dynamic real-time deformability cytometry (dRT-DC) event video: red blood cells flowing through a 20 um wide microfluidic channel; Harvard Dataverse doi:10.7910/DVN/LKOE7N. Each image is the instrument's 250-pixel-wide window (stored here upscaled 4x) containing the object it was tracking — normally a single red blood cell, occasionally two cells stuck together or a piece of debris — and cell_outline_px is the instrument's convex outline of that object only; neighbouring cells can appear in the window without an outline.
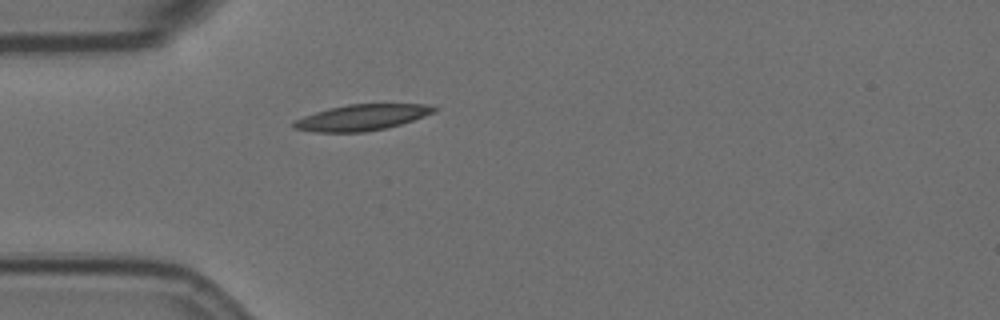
{"species": "Egyptian fruit bat (a non-hibernating species)", "species_latin": "Rousettus aegyptiacus", "temperature_condition": "room temperature", "stored_images_in_passage": 37, "camera_frame_rate_fps": 3000, "um_per_image_px": 0.085, "animal": {"sex": "female"}, "frame": {"image": 1, "passage_image": 1, "time_ms": 0.0, "image_size_px": [1000, 320], "cell_outline_px": [[440, 108], [436, 112], [400, 124], [384, 128], [364, 132], [312, 132], [292, 128], [292, 124], [296, 120], [304, 116], [328, 108], [348, 104], [424, 104]], "centroid_in_image_um": [30.75, 9.98], "position_along_channel_um": 54.3, "area_um2": 21.15}}
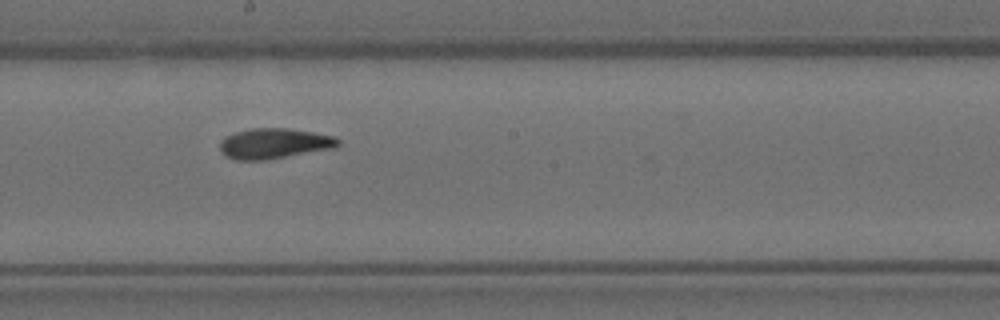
{"frame": {"image": 2, "passage_image": 16, "time_ms": 5.0, "image_size_px": [1000, 320], "cell_outline_px": [[340, 144], [336, 148], [268, 160], [236, 160], [228, 156], [220, 148], [220, 140], [224, 136], [236, 132], [252, 128], [288, 128], [312, 132], [332, 136], [340, 140]], "centroid_in_image_um": [23.33, 12.2], "position_along_channel_um": 224.9, "area_um2": 20.98}}
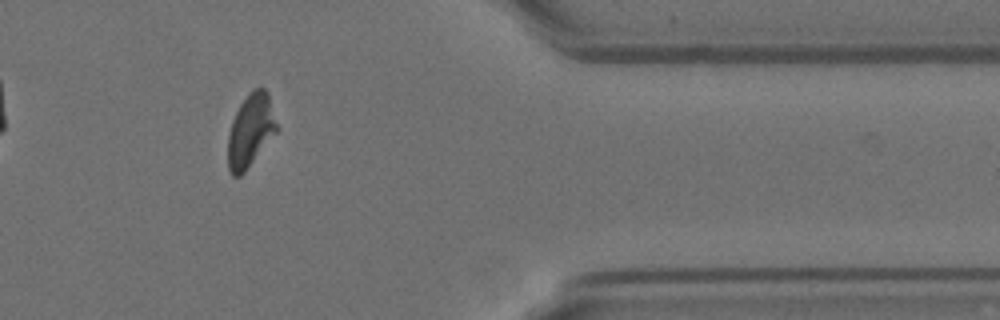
{"frame": {"image": 3, "passage_image": 32, "time_ms": 10.333, "image_size_px": [1000, 320], "cell_outline_px": [[280, 128], [244, 172], [240, 176], [232, 176], [228, 168], [228, 132], [232, 120], [240, 104], [248, 92], [252, 88], [264, 88], [268, 92]], "centroid_in_image_um": [21.31, 11.06], "position_along_channel_um": 390.1, "area_um2": 21.04}, "authors_computed_cell_mechanics": {"area_um2": 20.3456, "velocity_mm_per_s": 3.5341, "shape_relaxation_time_tau1_ms": 7.0344, "shape_relaxation_time_tau2_ms": 1.5166, "deformation_change_tau1": 0.1981, "deformation_change_tau2": 0.0728}}